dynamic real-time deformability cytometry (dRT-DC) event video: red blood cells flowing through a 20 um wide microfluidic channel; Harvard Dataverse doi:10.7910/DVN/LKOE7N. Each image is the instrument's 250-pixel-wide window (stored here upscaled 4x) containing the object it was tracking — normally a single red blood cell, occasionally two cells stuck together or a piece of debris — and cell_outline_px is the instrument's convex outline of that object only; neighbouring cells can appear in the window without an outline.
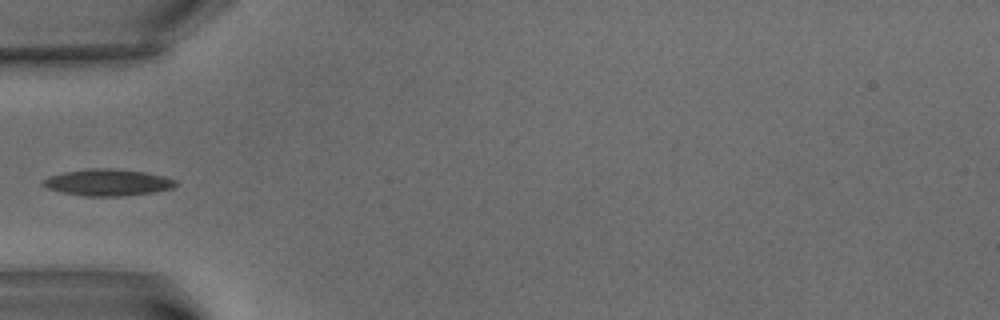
{"species": "common noctule bat (a hibernating species)", "species_latin": "Nyctalus noctula", "temperature_condition": "warm", "stored_images_in_passage": 4, "camera_frame_rate_fps": 3000, "um_per_image_px": 0.085, "animal": {"sex": "male", "body_mass_g": 15.6}, "frame": {"image": 1, "passage_image": 3, "time_ms": 3.0, "image_size_px": [1000, 320], "cell_outline_px": [[176, 184], [172, 188], [152, 192], [120, 196], [84, 196], [64, 192], [48, 188], [40, 184], [48, 176], [64, 172], [88, 168], [112, 168], [144, 172], [164, 176], [176, 180]], "centroid_in_image_um": [9.14, 15.5], "position_along_channel_um": 75.9, "area_um2": 20.4}}
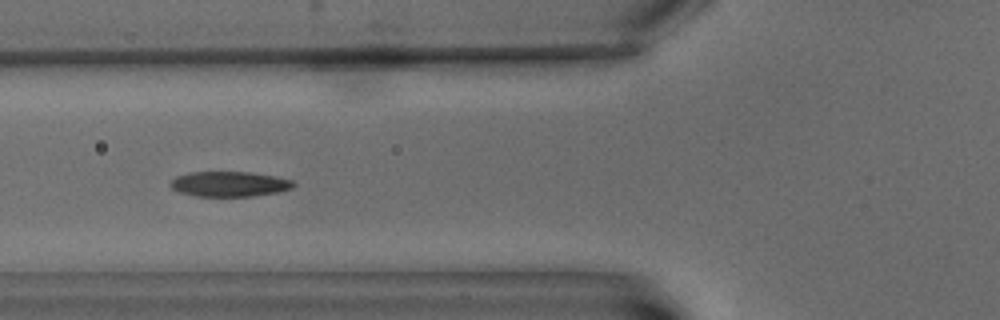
{"frame": {"image": 2, "passage_image": 4, "time_ms": 4.0, "image_size_px": [1000, 320], "cell_outline_px": [[296, 184], [292, 188], [276, 192], [252, 196], [196, 196], [180, 192], [172, 188], [168, 184], [168, 180], [176, 176], [188, 172], [252, 172], [276, 176], [292, 180]], "centroid_in_image_um": [19.46, 15.63], "position_along_channel_um": 106.3, "area_um2": 18.15}}